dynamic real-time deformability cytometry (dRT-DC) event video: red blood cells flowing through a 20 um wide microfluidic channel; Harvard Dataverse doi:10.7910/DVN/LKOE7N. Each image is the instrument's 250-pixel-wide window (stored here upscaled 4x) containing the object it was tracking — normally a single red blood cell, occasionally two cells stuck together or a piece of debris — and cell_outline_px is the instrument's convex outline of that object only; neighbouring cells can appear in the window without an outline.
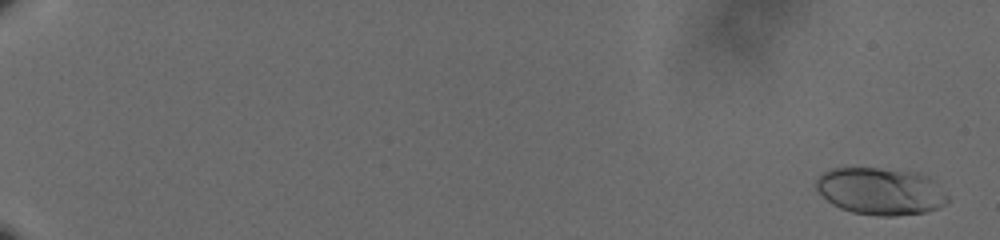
{"species": "human", "species_latin": "Homo sapiens", "temperature_condition": "cold", "stored_images_in_passage": 62, "camera_frame_rate_fps": 3000, "um_per_image_px": 0.085, "donor": {"sex": "male"}, "frame": {"image": 1, "passage_image": 3, "time_ms": 0.667, "image_size_px": [1000, 240], "cell_outline_px": [[948, 200], [940, 208], [924, 212], [892, 216], [880, 216], [852, 212], [840, 208], [832, 204], [816, 188], [816, 180], [824, 172], [832, 168], [876, 168], [920, 172], [928, 176], [948, 196]], "centroid_in_image_um": [74.86, 16.25], "position_along_channel_um": 10.1, "area_um2": 35.95}}
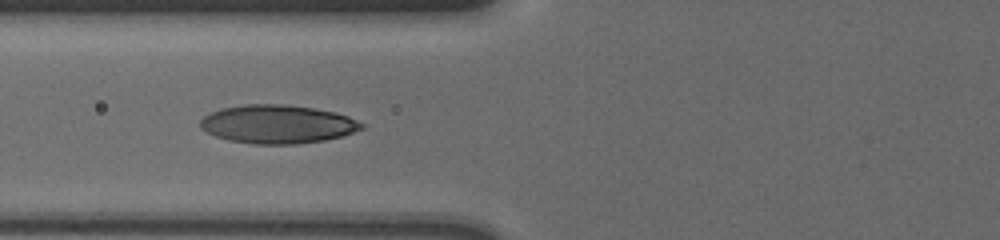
{"frame": {"image": 2, "passage_image": 29, "time_ms": 9.333, "image_size_px": [1000, 240], "cell_outline_px": [[364, 128], [344, 136], [324, 140], [296, 144], [252, 144], [228, 140], [216, 136], [200, 128], [200, 120], [204, 116], [220, 108], [244, 104], [284, 104], [312, 108], [332, 112], [348, 116], [364, 124]], "centroid_in_image_um": [23.58, 10.56], "position_along_channel_um": 102.2, "area_um2": 36.18}}
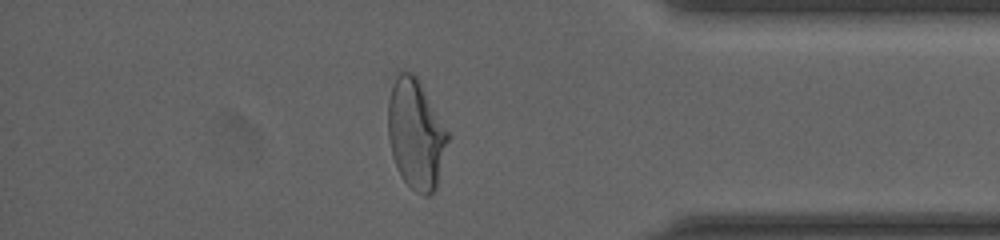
{"frame": {"image": 3, "passage_image": 55, "time_ms": 18.0, "image_size_px": [1000, 240], "cell_outline_px": [[452, 136], [436, 188], [428, 196], [424, 196], [416, 192], [404, 180], [396, 168], [392, 156], [388, 136], [388, 100], [392, 84], [396, 76], [400, 72], [412, 72], [416, 76]], "centroid_in_image_um": [35.38, 11.42], "position_along_channel_um": 399.8, "area_um2": 38.73}, "authors_computed_cell_mechanics": {"area_um2": 34.969, "velocity_mm_per_s": 3.6204, "shape_relaxation_time_tau1_ms": 4.9165, "shape_relaxation_time_tau2_ms": 0.8858, "deformation_change_tau1": 0.1841, "deformation_change_tau2": 0.0699}}